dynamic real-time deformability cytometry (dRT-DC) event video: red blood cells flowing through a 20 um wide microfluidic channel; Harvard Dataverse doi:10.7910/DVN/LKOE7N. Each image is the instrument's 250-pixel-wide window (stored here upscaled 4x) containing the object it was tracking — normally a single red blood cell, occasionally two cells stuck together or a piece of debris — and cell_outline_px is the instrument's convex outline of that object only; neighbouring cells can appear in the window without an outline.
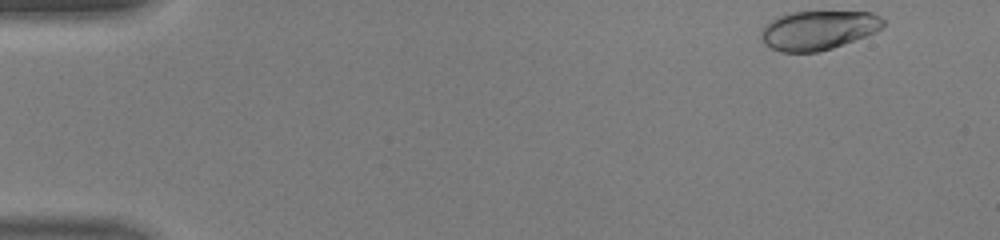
{"species": "human", "species_latin": "Homo sapiens", "temperature_condition": "warm", "stored_images_in_passage": 44, "camera_frame_rate_fps": 3000, "um_per_image_px": 0.085, "donor": {"sex": "male"}, "frame": {"image": 1, "passage_image": 1, "time_ms": 0.0, "image_size_px": [1000, 240], "cell_outline_px": [[884, 24], [876, 32], [832, 48], [816, 52], [780, 52], [764, 44], [760, 36], [760, 32], [764, 24], [788, 12], [872, 12], [880, 16], [884, 20]], "centroid_in_image_um": [69.52, 2.56], "position_along_channel_um": 15.5, "area_um2": 27.8}}
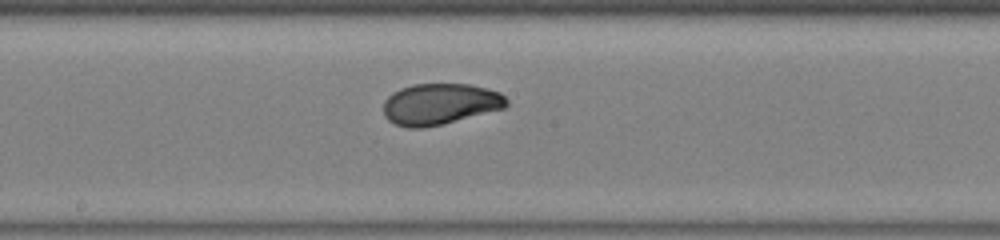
{"frame": {"image": 2, "passage_image": 23, "time_ms": 7.333, "image_size_px": [1000, 240], "cell_outline_px": [[508, 104], [504, 108], [444, 124], [424, 128], [408, 128], [396, 124], [388, 120], [384, 116], [384, 100], [392, 92], [400, 88], [412, 84], [472, 84], [500, 92], [508, 100]], "centroid_in_image_um": [37.39, 8.84], "position_along_channel_um": 210.8, "area_um2": 29.77}}
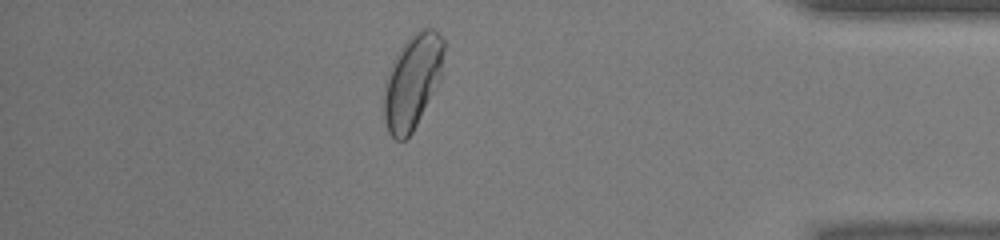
{"frame": {"image": 3, "passage_image": 38, "time_ms": 12.333, "image_size_px": [1000, 240], "cell_outline_px": [[444, 52], [440, 80], [436, 88], [412, 132], [404, 140], [396, 140], [388, 132], [384, 120], [384, 92], [388, 72], [400, 48], [416, 32], [424, 28], [436, 28], [444, 40]], "centroid_in_image_um": [35.07, 6.92], "position_along_channel_um": 400.1, "area_um2": 32.54}, "authors_computed_cell_mechanics": {"area_um2": 29.5358, "velocity_mm_per_s": 4.467, "shape_relaxation_time_tau1_ms": 3.2534, "shape_relaxation_time_tau2_ms": 0.694, "deformation_change_tau1": 0.1426, "deformation_change_tau2": 0.0434}}